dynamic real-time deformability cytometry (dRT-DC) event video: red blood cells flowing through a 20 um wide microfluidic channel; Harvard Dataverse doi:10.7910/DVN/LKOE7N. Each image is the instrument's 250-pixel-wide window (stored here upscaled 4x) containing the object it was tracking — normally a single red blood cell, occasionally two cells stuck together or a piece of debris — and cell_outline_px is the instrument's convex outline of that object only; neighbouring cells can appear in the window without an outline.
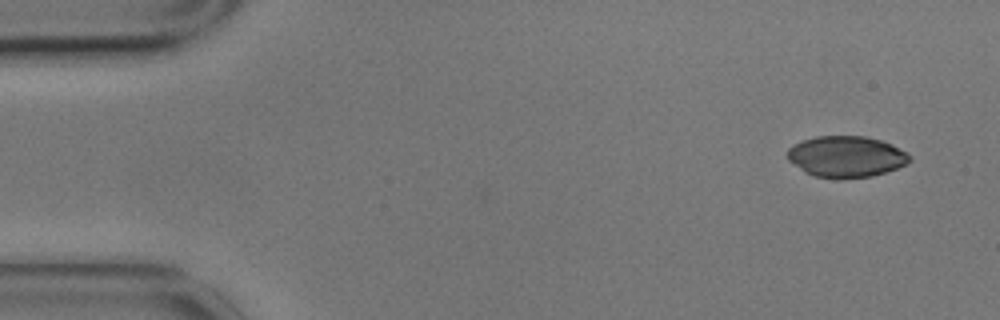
{"species": "common noctule bat (a hibernating species)", "species_latin": "Nyctalus noctula", "temperature_condition": "cold", "stored_images_in_passage": 2, "camera_frame_rate_fps": 3000, "um_per_image_px": 0.085, "animal": {"sex": "male", "body_mass_g": 17.9}, "frame": {"image": 1, "passage_image": 2, "time_ms": 0.333, "image_size_px": [1000, 320], "cell_outline_px": [[912, 160], [908, 164], [872, 176], [836, 180], [816, 176], [804, 172], [788, 160], [788, 148], [804, 140], [816, 136], [864, 136], [880, 140], [892, 144], [908, 152], [912, 156]], "centroid_in_image_um": [71.96, 13.33], "position_along_channel_um": 13.0, "area_um2": 29.59}}